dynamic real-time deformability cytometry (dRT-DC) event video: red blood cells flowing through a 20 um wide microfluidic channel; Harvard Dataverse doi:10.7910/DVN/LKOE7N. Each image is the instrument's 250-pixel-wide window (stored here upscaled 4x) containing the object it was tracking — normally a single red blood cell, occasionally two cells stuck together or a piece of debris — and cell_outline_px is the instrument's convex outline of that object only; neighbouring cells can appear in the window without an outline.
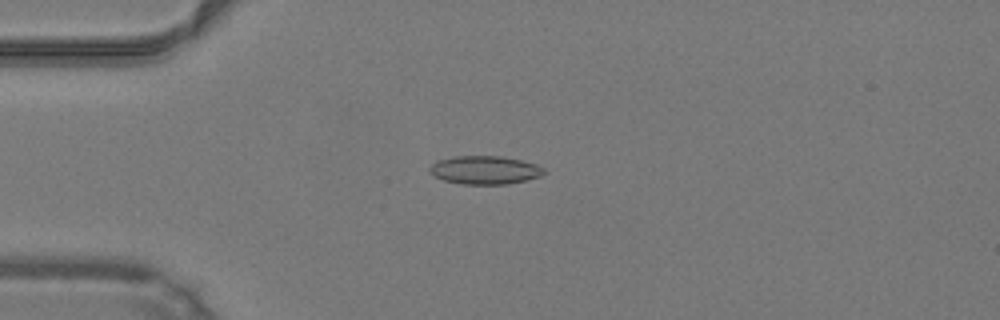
{"species": "common noctule bat (a hibernating species)", "species_latin": "Nyctalus noctula", "temperature_condition": "warm", "stored_images_in_passage": 44, "camera_frame_rate_fps": 3000, "um_per_image_px": 0.085, "animal": {"sex": "male", "body_mass_g": 19.2, "forearm_length_mm": 51.8}, "frame": {"image": 1, "passage_image": 8, "time_ms": 2.333, "image_size_px": [1000, 320], "cell_outline_px": [[544, 172], [540, 176], [508, 184], [464, 184], [444, 180], [436, 176], [428, 168], [436, 160], [452, 156], [500, 156], [520, 160], [536, 164], [544, 168]], "centroid_in_image_um": [41.19, 14.44], "position_along_channel_um": 43.8, "area_um2": 18.67}}
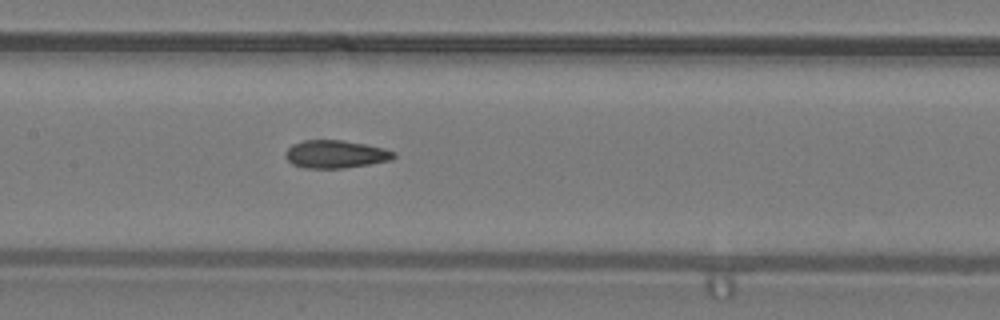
{"frame": {"image": 2, "passage_image": 19, "time_ms": 6.0, "image_size_px": [1000, 320], "cell_outline_px": [[396, 156], [392, 160], [344, 168], [308, 168], [292, 164], [284, 156], [288, 148], [292, 144], [304, 140], [344, 140], [384, 148], [396, 152]], "centroid_in_image_um": [28.54, 13.1], "position_along_channel_um": 178.9, "area_um2": 17.57}}
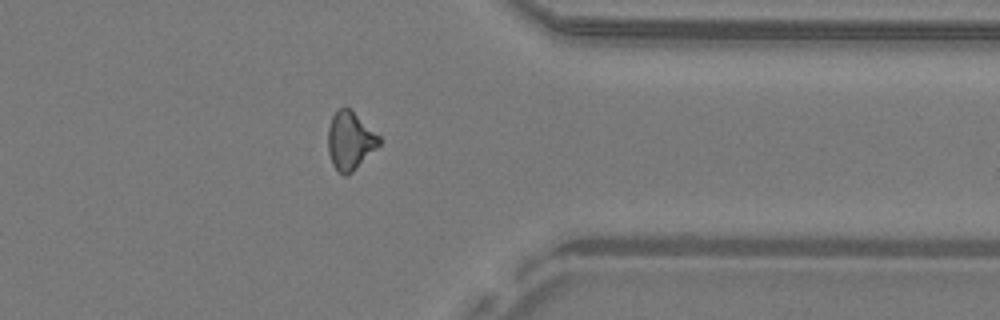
{"frame": {"image": 3, "passage_image": 34, "time_ms": 11.0, "image_size_px": [1000, 320], "cell_outline_px": [[380, 144], [352, 172], [344, 176], [332, 164], [328, 152], [328, 128], [332, 116], [344, 104], [380, 136]], "centroid_in_image_um": [29.74, 11.95], "position_along_channel_um": 381.7, "area_um2": 17.05}, "authors_computed_cell_mechanics": {"area_um2": 17.1955, "velocity_mm_per_s": 4.2664, "shape_relaxation_time_tau1_ms": null, "shape_relaxation_time_tau2_ms": 3.5539, "deformation_change_tau1": null, "deformation_change_tau2": 0.1169}}